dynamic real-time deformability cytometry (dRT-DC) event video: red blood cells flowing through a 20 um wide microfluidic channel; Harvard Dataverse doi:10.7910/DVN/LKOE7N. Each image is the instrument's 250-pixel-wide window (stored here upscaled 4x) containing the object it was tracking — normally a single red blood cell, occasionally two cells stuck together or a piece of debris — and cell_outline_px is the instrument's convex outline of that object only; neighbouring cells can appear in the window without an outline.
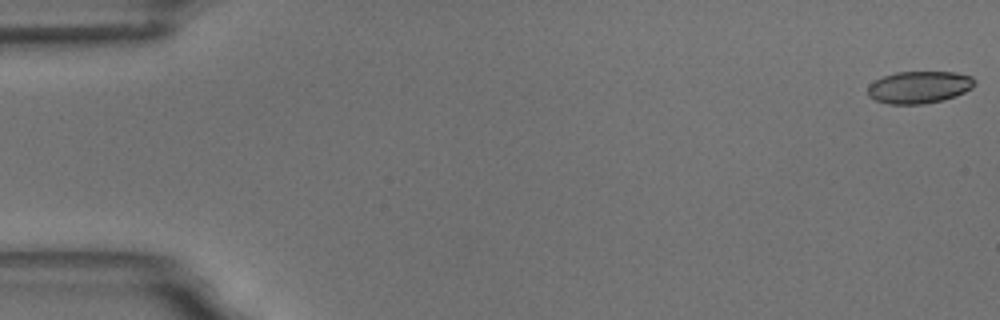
{"species": "common noctule bat (a hibernating species)", "species_latin": "Nyctalus noctula", "temperature_condition": "room temperature", "stored_images_in_passage": 13, "camera_frame_rate_fps": 3000, "um_per_image_px": 0.085, "animal": {"sex": "male", "body_mass_g": 18.8}, "frame": {"image": 1, "passage_image": 1, "time_ms": 0.0, "image_size_px": [1000, 320], "cell_outline_px": [[976, 84], [972, 88], [956, 96], [944, 100], [924, 104], [888, 104], [876, 100], [868, 96], [868, 84], [884, 76], [896, 72], [956, 72], [972, 76], [976, 80]], "centroid_in_image_um": [78.16, 7.41], "position_along_channel_um": 6.8, "area_um2": 20.23}}